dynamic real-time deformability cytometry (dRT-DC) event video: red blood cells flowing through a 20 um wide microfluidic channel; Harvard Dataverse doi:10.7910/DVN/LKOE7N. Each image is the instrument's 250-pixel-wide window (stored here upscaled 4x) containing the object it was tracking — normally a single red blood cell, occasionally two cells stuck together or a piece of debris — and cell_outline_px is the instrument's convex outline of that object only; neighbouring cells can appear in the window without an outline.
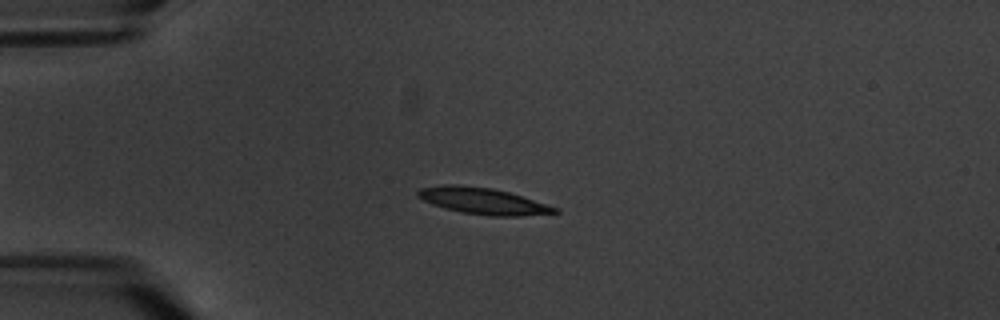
{"species": "common noctule bat (a hibernating species)", "species_latin": "Nyctalus noctula", "temperature_condition": "warm", "stored_images_in_passage": 5, "camera_frame_rate_fps": 3000, "um_per_image_px": 0.085, "animal": {"sex": "male", "body_mass_g": 20.1, "forearm_length_mm": 53.5}, "frame": {"image": 1, "passage_image": 4, "time_ms": 3.667, "image_size_px": [1000, 320], "cell_outline_px": [[560, 212], [520, 216], [492, 216], [460, 212], [444, 208], [432, 204], [416, 196], [416, 192], [420, 188], [444, 184], [456, 184], [492, 188], [508, 192], [560, 208]], "centroid_in_image_um": [41.03, 17.08], "position_along_channel_um": 44.0, "area_um2": 21.1}}